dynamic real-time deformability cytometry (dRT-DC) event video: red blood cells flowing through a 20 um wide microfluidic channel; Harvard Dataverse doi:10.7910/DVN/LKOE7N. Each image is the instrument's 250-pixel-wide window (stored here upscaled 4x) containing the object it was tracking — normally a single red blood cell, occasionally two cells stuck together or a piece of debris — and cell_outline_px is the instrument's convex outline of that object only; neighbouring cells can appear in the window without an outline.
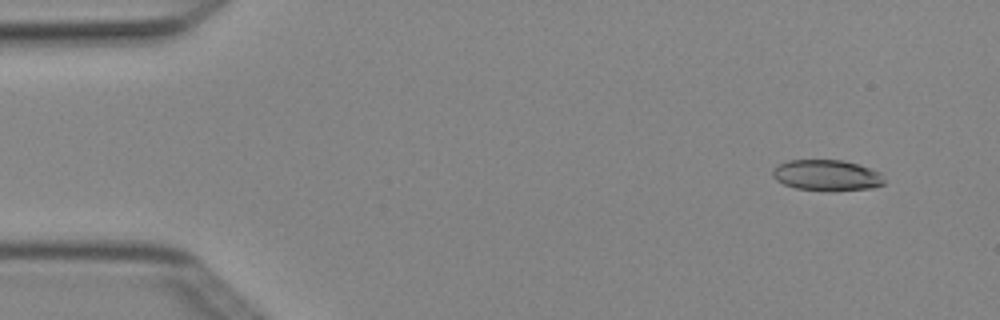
{"species": "Egyptian fruit bat (a non-hibernating species)", "species_latin": "Rousettus aegyptiacus", "temperature_condition": "cold", "stored_images_in_passage": 8, "camera_frame_rate_fps": 3000, "um_per_image_px": 0.085, "animal": {"sex": "female"}, "frame": {"image": 1, "passage_image": 1, "time_ms": 0.0, "image_size_px": [1000, 320], "cell_outline_px": [[884, 184], [872, 188], [832, 192], [796, 188], [784, 184], [776, 180], [772, 176], [772, 168], [788, 160], [844, 160], [880, 172], [884, 180]], "centroid_in_image_um": [70.26, 14.91], "position_along_channel_um": 14.7, "area_um2": 20.29}}
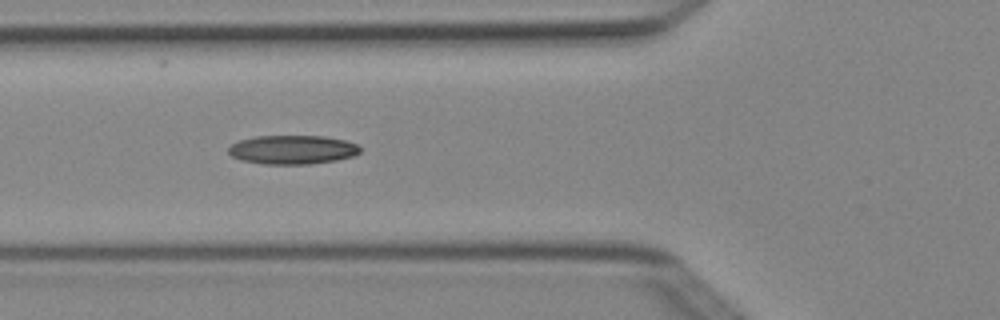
{"frame": {"image": 2, "passage_image": 5, "time_ms": 1.333, "image_size_px": [1000, 320], "cell_outline_px": [[360, 152], [352, 156], [336, 160], [308, 164], [264, 164], [240, 160], [232, 156], [228, 152], [228, 148], [232, 144], [240, 140], [256, 136], [324, 136], [344, 140], [356, 144], [360, 148]], "centroid_in_image_um": [24.84, 12.72], "position_along_channel_um": 101.0, "area_um2": 22.08}}
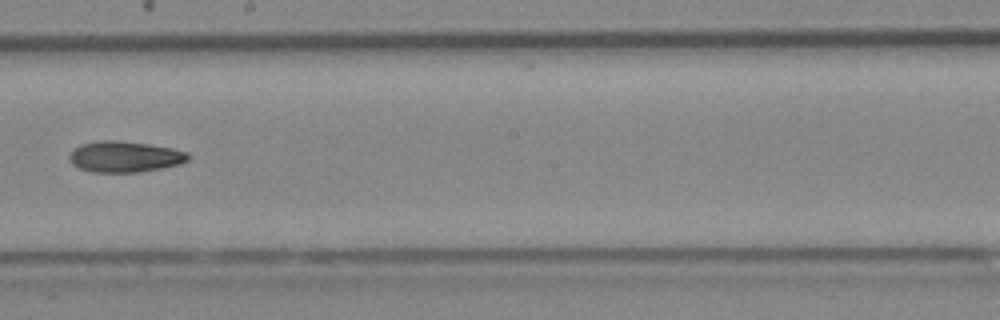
{"frame": {"image": 3, "passage_image": 8, "time_ms": 2.333, "image_size_px": [1000, 320], "cell_outline_px": [[188, 160], [180, 164], [140, 172], [92, 172], [80, 168], [72, 164], [68, 156], [72, 148], [80, 144], [100, 140], [116, 140], [148, 144], [172, 148], [188, 152]], "centroid_in_image_um": [10.56, 13.31], "position_along_channel_um": 237.6, "area_um2": 21.5}}